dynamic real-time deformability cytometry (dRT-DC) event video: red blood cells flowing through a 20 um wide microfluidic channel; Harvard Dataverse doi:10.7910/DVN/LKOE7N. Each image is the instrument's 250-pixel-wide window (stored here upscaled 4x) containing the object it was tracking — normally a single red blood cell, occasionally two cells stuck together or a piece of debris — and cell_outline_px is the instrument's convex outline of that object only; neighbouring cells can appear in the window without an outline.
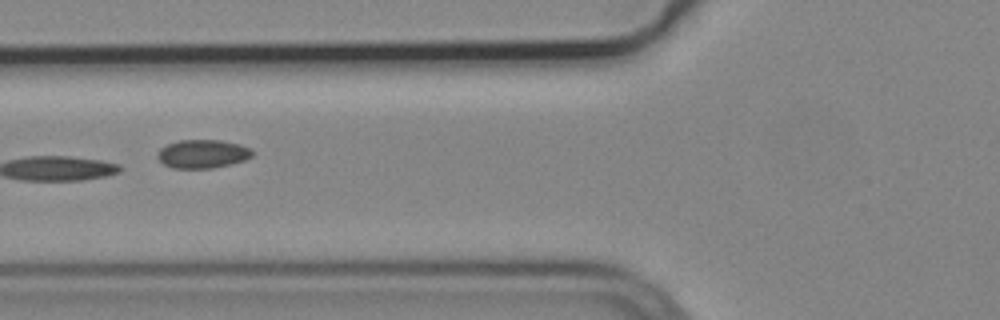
{"species": "common noctule bat (a hibernating species)", "species_latin": "Nyctalus noctula", "temperature_condition": "cold", "stored_images_in_passage": 8, "camera_frame_rate_fps": 3000, "um_per_image_px": 0.085, "animal": {"sex": "male", "body_mass_g": 19.2, "forearm_length_mm": 51.8}, "frame": {"image": 1, "passage_image": 7, "time_ms": 2.0, "image_size_px": [1000, 320], "cell_outline_px": [[252, 156], [244, 160], [212, 168], [172, 168], [164, 164], [156, 156], [156, 152], [160, 148], [168, 144], [180, 140], [220, 140], [240, 144], [252, 148]], "centroid_in_image_um": [17.2, 13.07], "position_along_channel_um": 108.6, "area_um2": 15.72}}